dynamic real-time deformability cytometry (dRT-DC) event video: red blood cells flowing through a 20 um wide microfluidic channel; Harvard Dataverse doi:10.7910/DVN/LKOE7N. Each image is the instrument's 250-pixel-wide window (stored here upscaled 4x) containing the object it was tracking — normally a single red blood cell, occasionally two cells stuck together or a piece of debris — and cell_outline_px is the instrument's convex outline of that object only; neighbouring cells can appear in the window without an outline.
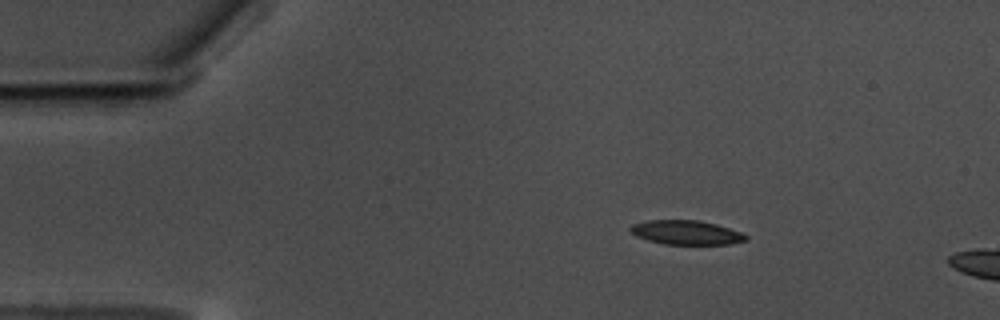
{"species": "common noctule bat (a hibernating species)", "species_latin": "Nyctalus noctula", "temperature_condition": "warm", "stored_images_in_passage": 5, "camera_frame_rate_fps": 3000, "um_per_image_px": 0.085, "animal": {"sex": "male", "body_mass_g": 17.5, "forearm_length_mm": 52.3}, "frame": {"image": 1, "passage_image": 1, "time_ms": 0.0, "image_size_px": [1000, 320], "cell_outline_px": [[748, 240], [728, 244], [664, 244], [648, 240], [636, 236], [628, 228], [632, 224], [648, 220], [700, 220], [716, 224], [740, 232], [748, 236]], "centroid_in_image_um": [58.32, 19.76], "position_along_channel_um": 26.7, "area_um2": 16.24}}